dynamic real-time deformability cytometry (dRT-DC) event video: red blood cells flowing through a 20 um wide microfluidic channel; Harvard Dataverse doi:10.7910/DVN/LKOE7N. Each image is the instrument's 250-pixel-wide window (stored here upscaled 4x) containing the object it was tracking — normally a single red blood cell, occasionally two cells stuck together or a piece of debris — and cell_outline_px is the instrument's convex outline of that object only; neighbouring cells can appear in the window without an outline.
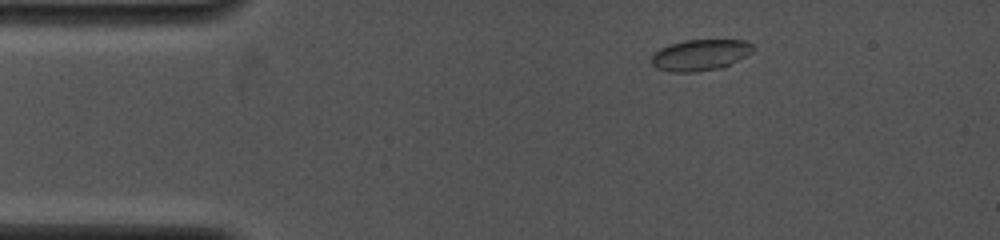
{"species": "common noctule bat (a hibernating species)", "species_latin": "Nyctalus noctula", "temperature_condition": "cold", "stored_images_in_passage": 50, "camera_frame_rate_fps": 4000, "um_per_image_px": 0.085, "animal": {"sex": "female", "body_mass_g": 19.0, "forearm_length_mm": 53.3}, "frame": {"image": 1, "passage_image": 1, "time_ms": 0.0, "image_size_px": [1000, 240], "cell_outline_px": [[756, 48], [752, 52], [724, 68], [692, 72], [672, 72], [656, 68], [652, 64], [652, 56], [660, 48], [668, 44], [684, 40], [748, 40]], "centroid_in_image_um": [59.55, 4.67], "position_along_channel_um": 25.5, "area_um2": 18.61}}
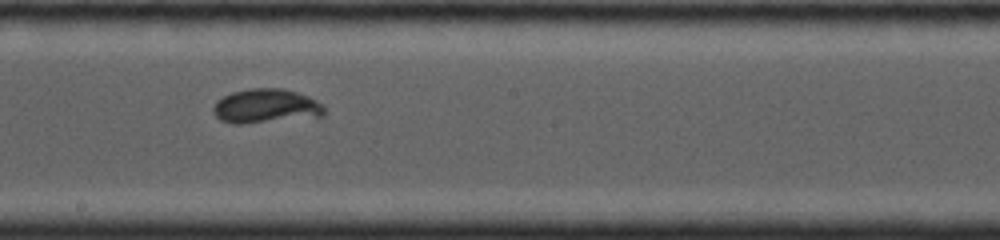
{"frame": {"image": 2, "passage_image": 24, "time_ms": 6.25, "image_size_px": [1000, 240], "cell_outline_px": [[324, 116], [244, 124], [232, 124], [220, 120], [212, 112], [212, 108], [216, 100], [232, 92], [252, 88], [284, 88], [308, 96], [316, 100], [324, 108]], "centroid_in_image_um": [22.56, 9.03], "position_along_channel_um": 225.6, "area_um2": 22.31}}
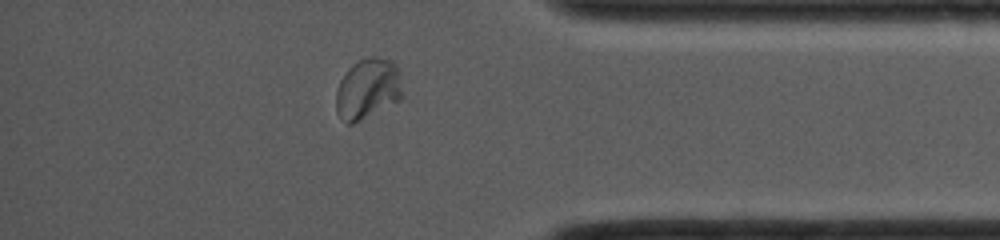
{"frame": {"image": 3, "passage_image": 42, "time_ms": 10.75, "image_size_px": [1000, 240], "cell_outline_px": [[400, 100], [352, 124], [348, 124], [336, 112], [336, 92], [340, 80], [348, 68], [352, 64], [368, 56], [376, 56], [388, 60], [396, 68], [400, 92]], "centroid_in_image_um": [31.18, 7.56], "position_along_channel_um": 404.0, "area_um2": 22.77}}